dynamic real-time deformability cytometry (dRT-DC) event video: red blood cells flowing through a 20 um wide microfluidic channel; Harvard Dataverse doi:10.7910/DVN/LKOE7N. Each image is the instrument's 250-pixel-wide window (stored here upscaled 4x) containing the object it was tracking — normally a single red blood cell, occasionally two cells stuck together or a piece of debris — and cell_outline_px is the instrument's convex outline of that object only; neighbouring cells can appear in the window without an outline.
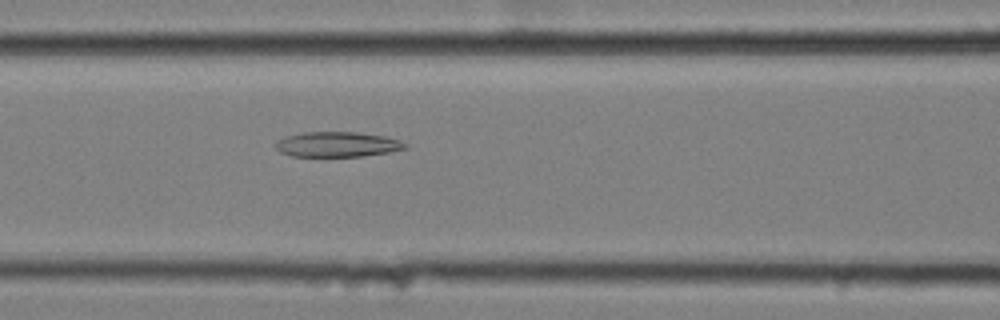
{"species": "common noctule bat (a hibernating species)", "species_latin": "Nyctalus noctula", "temperature_condition": "cold", "stored_images_in_passage": 57, "camera_frame_rate_fps": 3000, "um_per_image_px": 0.085, "animal": {"sex": "female", "body_mass_g": 25.1}, "frame": {"image": 1, "passage_image": 24, "time_ms": 7.667, "image_size_px": [1000, 320], "cell_outline_px": [[408, 148], [392, 152], [364, 156], [292, 156], [280, 152], [276, 148], [276, 140], [284, 136], [304, 132], [360, 132], [384, 136], [400, 140], [408, 144]], "centroid_in_image_um": [28.7, 12.27], "position_along_channel_um": 137.9, "area_um2": 19.19}}
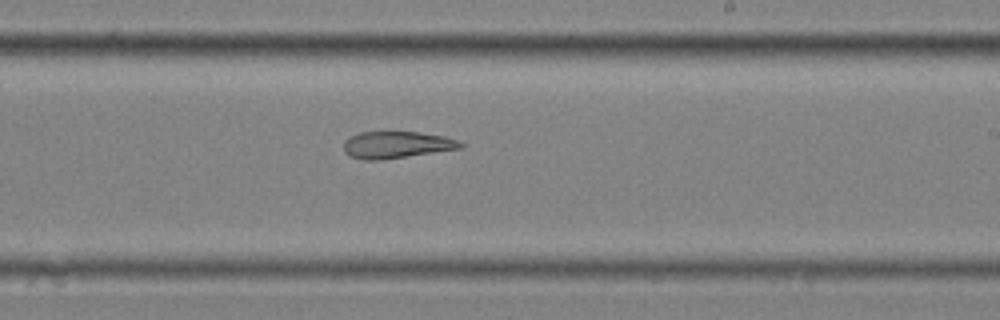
{"frame": {"image": 2, "passage_image": 34, "time_ms": 11.0, "image_size_px": [1000, 320], "cell_outline_px": [[464, 144], [460, 148], [380, 160], [364, 160], [352, 156], [344, 152], [344, 140], [348, 136], [360, 132], [420, 132], [444, 136], [456, 140]], "centroid_in_image_um": [33.65, 12.3], "position_along_channel_um": 255.3, "area_um2": 18.09}}
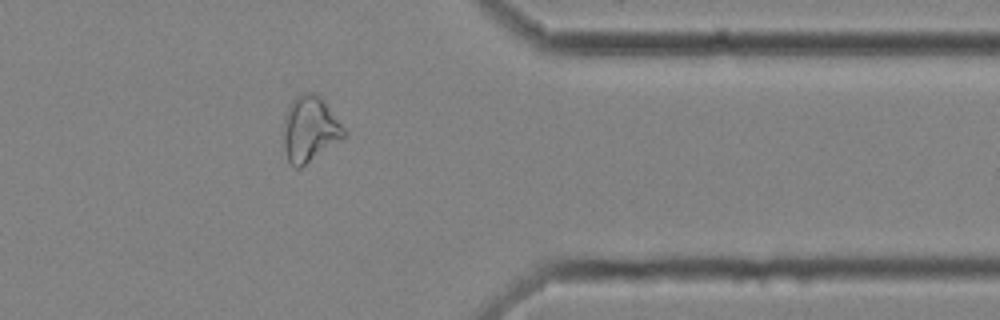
{"frame": {"image": 3, "passage_image": 46, "time_ms": 15.0, "image_size_px": [1000, 320], "cell_outline_px": [[344, 136], [300, 168], [296, 168], [288, 160], [284, 148], [284, 116], [288, 104], [296, 96], [304, 92], [316, 92], [320, 96], [344, 128]], "centroid_in_image_um": [26.28, 10.93], "position_along_channel_um": 385.1, "area_um2": 22.6}, "authors_computed_cell_mechanics": {"area_um2": 24.1604, "velocity_mm_per_s": 3.5327, "shape_relaxation_time_tau1_ms": null, "shape_relaxation_time_tau2_ms": 7.6413, "deformation_change_tau1": null, "deformation_change_tau2": 0.1887}}